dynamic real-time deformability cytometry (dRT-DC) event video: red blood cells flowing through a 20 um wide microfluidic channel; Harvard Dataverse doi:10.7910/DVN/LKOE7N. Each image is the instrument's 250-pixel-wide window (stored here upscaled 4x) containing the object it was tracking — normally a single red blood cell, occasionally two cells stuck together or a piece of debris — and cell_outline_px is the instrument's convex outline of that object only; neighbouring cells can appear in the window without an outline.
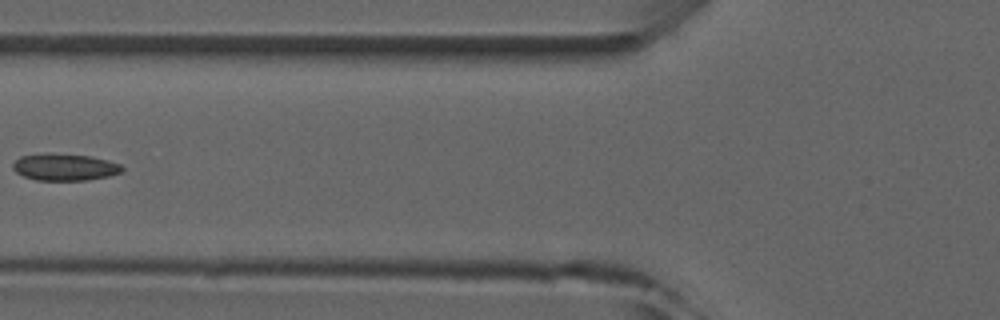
{"species": "common noctule bat (a hibernating species)", "species_latin": "Nyctalus noctula", "temperature_condition": "room temperature", "stored_images_in_passage": 5, "camera_frame_rate_fps": 3000, "um_per_image_px": 0.085, "animal": {"sex": "male", "forearm_length_mm": 52.5}, "frame": {"image": 1, "passage_image": 5, "time_ms": 4.667, "image_size_px": [1000, 320], "cell_outline_px": [[124, 168], [120, 172], [108, 176], [88, 180], [36, 180], [24, 176], [16, 172], [12, 168], [12, 164], [20, 156], [48, 152], [88, 156], [108, 160], [120, 164]], "centroid_in_image_um": [5.47, 14.19], "position_along_channel_um": 120.3, "area_um2": 17.17}}